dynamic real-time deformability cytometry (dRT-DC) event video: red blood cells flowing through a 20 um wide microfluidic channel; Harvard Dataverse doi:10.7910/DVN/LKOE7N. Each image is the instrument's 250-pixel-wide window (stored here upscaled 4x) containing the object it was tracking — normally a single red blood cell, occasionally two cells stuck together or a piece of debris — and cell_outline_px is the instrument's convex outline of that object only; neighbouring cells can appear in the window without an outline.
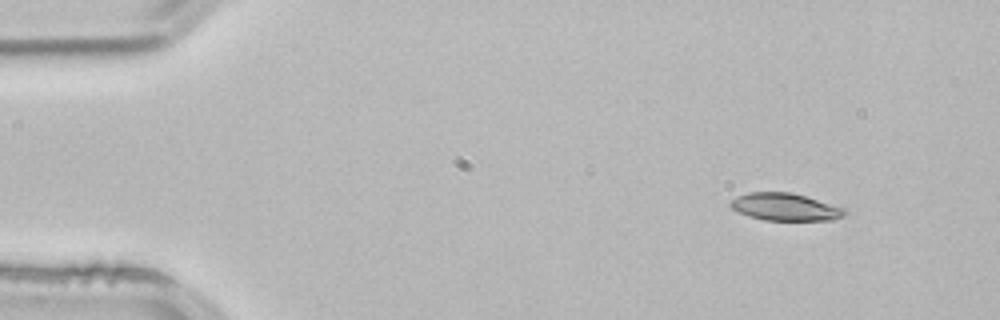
{"species": "common noctule bat (a hibernating species)", "species_latin": "Nyctalus noctula", "temperature_condition": "room temperature", "stored_images_in_passage": 3, "camera_frame_rate_fps": 3000, "um_per_image_px": 0.085, "animal": {"sex": "male", "body_mass_g": 21.5, "forearm_length_mm": 52.0}, "frame": {"image": 1, "passage_image": 1, "time_ms": 0.0, "image_size_px": [1000, 320], "cell_outline_px": [[848, 212], [844, 216], [836, 220], [764, 220], [748, 216], [732, 208], [728, 204], [728, 200], [736, 196], [748, 192], [792, 192], [844, 208]], "centroid_in_image_um": [66.71, 17.59], "position_along_channel_um": 18.3, "area_um2": 18.38}}
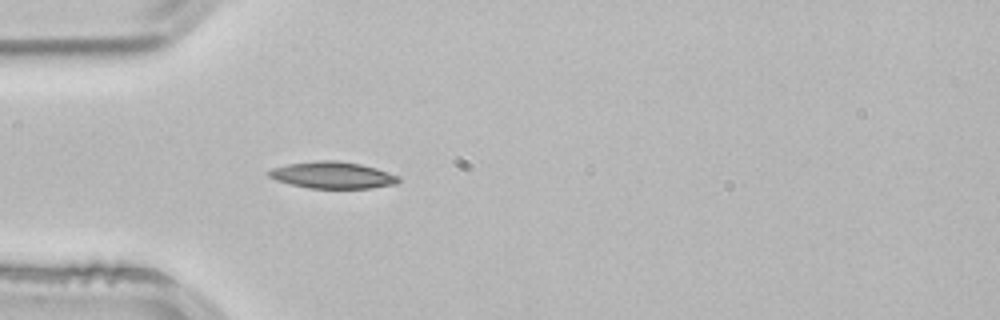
{"frame": {"image": 2, "passage_image": 3, "time_ms": 0.667, "image_size_px": [1000, 320], "cell_outline_px": [[400, 180], [396, 184], [372, 188], [308, 188], [276, 180], [268, 176], [268, 172], [272, 168], [288, 164], [316, 160], [336, 160], [360, 164], [376, 168], [400, 176]], "centroid_in_image_um": [28.29, 14.88], "position_along_channel_um": 56.7, "area_um2": 20.17}}